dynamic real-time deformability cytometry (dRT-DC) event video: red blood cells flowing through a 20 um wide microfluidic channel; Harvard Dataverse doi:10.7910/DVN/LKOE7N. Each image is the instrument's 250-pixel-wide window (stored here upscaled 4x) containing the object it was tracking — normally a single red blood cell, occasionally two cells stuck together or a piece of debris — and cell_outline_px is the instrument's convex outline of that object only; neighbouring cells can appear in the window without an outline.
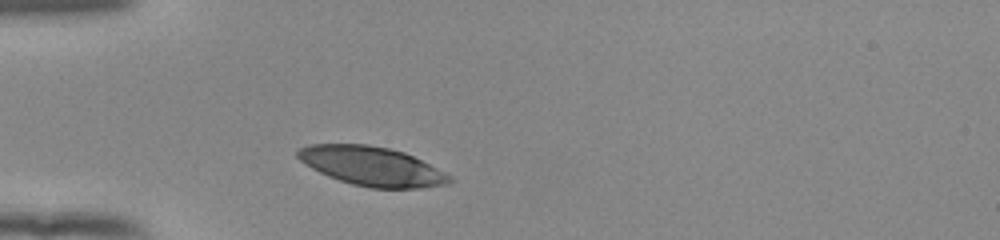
{"species": "human", "species_latin": "Homo sapiens", "temperature_condition": "room temperature", "stored_images_in_passage": 30, "camera_frame_rate_fps": 3000, "um_per_image_px": 0.085, "donor": {"sex": "female"}, "frame": {"image": 1, "passage_image": 1, "time_ms": 0.0, "image_size_px": [1000, 240], "cell_outline_px": [[456, 180], [448, 184], [424, 188], [372, 188], [352, 184], [328, 176], [304, 164], [296, 156], [296, 152], [300, 148], [308, 144], [368, 144], [388, 148], [404, 152], [452, 176]], "centroid_in_image_um": [31.61, 14.13], "position_along_channel_um": 53.4, "area_um2": 34.56}}
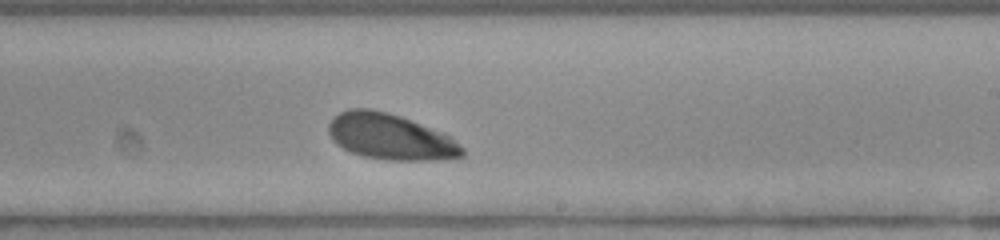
{"frame": {"image": 2, "passage_image": 18, "time_ms": 5.667, "image_size_px": [1000, 240], "cell_outline_px": [[464, 156], [456, 160], [384, 160], [364, 156], [352, 152], [336, 144], [332, 140], [328, 132], [328, 124], [340, 112], [348, 108], [368, 108], [388, 112], [400, 116], [444, 132], [464, 148]], "centroid_in_image_um": [33.22, 11.64], "position_along_channel_um": 255.8, "area_um2": 36.07}}
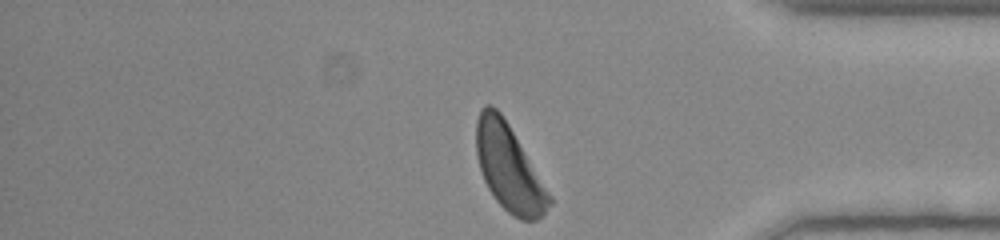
{"frame": {"image": 3, "passage_image": 30, "time_ms": 9.667, "image_size_px": [1000, 240], "cell_outline_px": [[552, 204], [536, 220], [520, 220], [512, 216], [496, 200], [488, 188], [484, 180], [476, 156], [476, 120], [480, 108], [484, 104], [492, 104], [500, 112], [508, 124], [552, 196]], "centroid_in_image_um": [43.24, 14.25], "position_along_channel_um": 392.0, "area_um2": 36.53}, "authors_computed_cell_mechanics": {"area_um2": 35.8071, "velocity_mm_per_s": 3.8199, "shape_relaxation_time_tau1_ms": 1.9864, "shape_relaxation_time_tau2_ms": null, "deformation_change_tau1": 0.1311, "deformation_change_tau2": null}}